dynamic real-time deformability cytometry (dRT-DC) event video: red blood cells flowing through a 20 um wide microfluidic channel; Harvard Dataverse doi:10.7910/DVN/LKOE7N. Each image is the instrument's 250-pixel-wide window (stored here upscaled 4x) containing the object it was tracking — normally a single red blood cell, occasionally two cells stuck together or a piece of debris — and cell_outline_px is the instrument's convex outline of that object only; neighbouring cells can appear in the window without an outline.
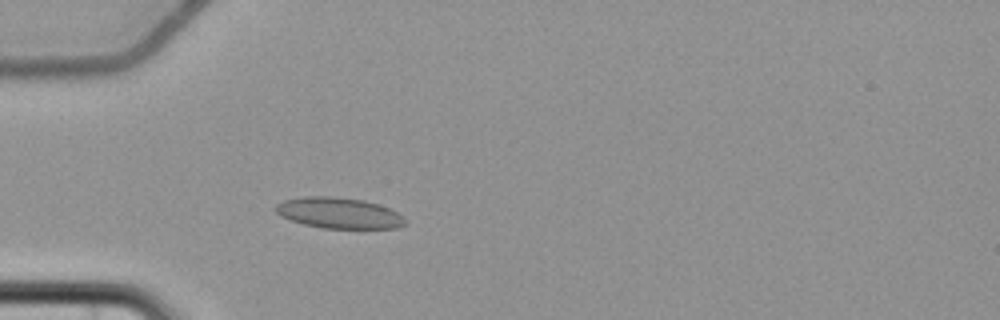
{"species": "common noctule bat (a hibernating species)", "species_latin": "Nyctalus noctula", "temperature_condition": "cold", "stored_images_in_passage": 3, "camera_frame_rate_fps": 3000, "um_per_image_px": 0.085, "animal": {"sex": "female", "body_mass_g": 22.7, "forearm_length_mm": 54.2}, "frame": {"image": 1, "passage_image": 3, "time_ms": 2.333, "image_size_px": [1000, 320], "cell_outline_px": [[408, 220], [404, 224], [396, 228], [324, 228], [304, 224], [280, 216], [276, 212], [276, 204], [284, 200], [304, 196], [332, 196], [364, 200], [388, 208], [404, 216]], "centroid_in_image_um": [28.81, 18.1], "position_along_channel_um": 56.2, "area_um2": 23.18}}